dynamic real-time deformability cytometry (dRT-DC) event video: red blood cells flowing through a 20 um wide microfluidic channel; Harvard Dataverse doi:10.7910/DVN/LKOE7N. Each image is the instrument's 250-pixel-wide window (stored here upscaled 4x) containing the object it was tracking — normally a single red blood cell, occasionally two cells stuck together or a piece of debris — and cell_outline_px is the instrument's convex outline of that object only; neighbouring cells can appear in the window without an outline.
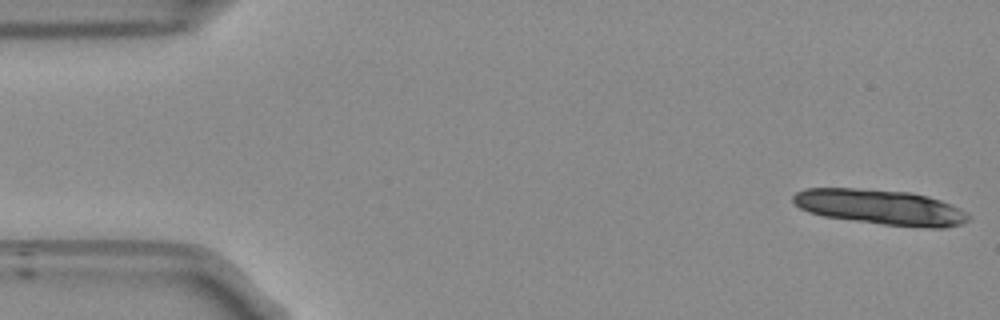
{"species": "Egyptian fruit bat (a non-hibernating species)", "species_latin": "Rousettus aegyptiacus", "temperature_condition": "room temperature", "stored_images_in_passage": 13, "camera_frame_rate_fps": 3000, "um_per_image_px": 0.085, "frame": {"image": 1, "passage_image": 1, "time_ms": 0.0, "image_size_px": [1000, 320], "cell_outline_px": [[972, 216], [968, 220], [960, 224], [944, 228], [932, 228], [884, 224], [824, 216], [808, 212], [800, 208], [792, 200], [792, 196], [796, 192], [804, 188], [856, 188], [908, 192], [928, 196], [940, 200], [960, 208], [968, 212]], "centroid_in_image_um": [74.85, 17.6], "position_along_channel_um": 10.1, "area_um2": 35.84}}